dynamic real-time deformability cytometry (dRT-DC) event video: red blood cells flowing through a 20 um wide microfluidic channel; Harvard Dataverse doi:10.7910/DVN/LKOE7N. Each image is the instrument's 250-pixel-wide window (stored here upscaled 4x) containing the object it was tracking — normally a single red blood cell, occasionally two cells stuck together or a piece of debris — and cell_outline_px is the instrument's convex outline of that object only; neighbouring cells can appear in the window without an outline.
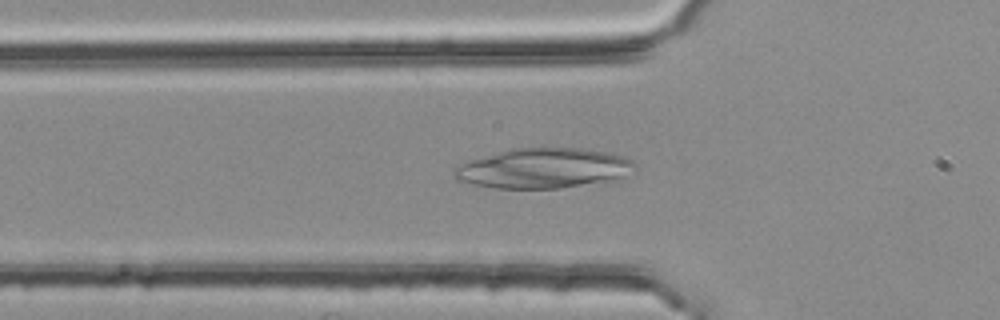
{"species": "common noctule bat (a hibernating species)", "species_latin": "Nyctalus noctula", "temperature_condition": "room temperature", "stored_images_in_passage": 42, "camera_frame_rate_fps": 3000, "um_per_image_px": 0.085, "animal": {"sex": "female", "body_mass_g": 25.1}, "frame": {"image": 1, "passage_image": 9, "time_ms": 2.667, "image_size_px": [1000, 320], "cell_outline_px": [[636, 168], [624, 176], [616, 180], [560, 188], [496, 188], [472, 184], [456, 180], [452, 176], [452, 172], [456, 168], [472, 160], [512, 148], [580, 148], [608, 152], [624, 156], [632, 160], [636, 164]], "centroid_in_image_um": [46.25, 14.31], "position_along_channel_um": 79.6, "area_um2": 41.96}}
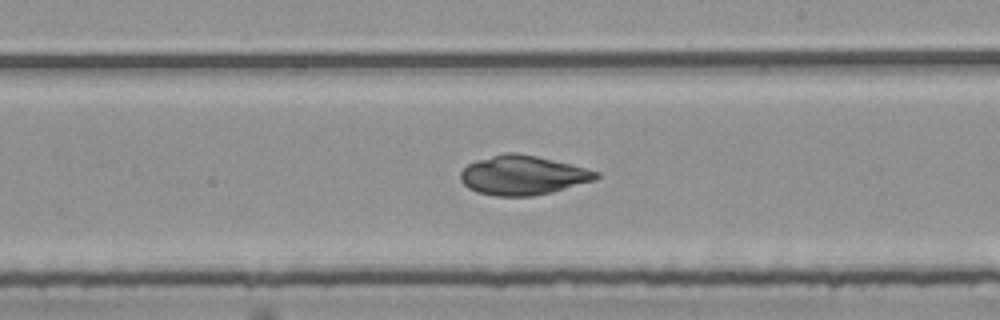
{"frame": {"image": 2, "passage_image": 22, "time_ms": 7.0, "image_size_px": [1000, 320], "cell_outline_px": [[600, 176], [596, 180], [552, 192], [532, 196], [496, 196], [476, 192], [468, 188], [460, 180], [460, 172], [468, 164], [476, 160], [504, 152], [516, 152], [536, 156], [600, 172]], "centroid_in_image_um": [44.41, 14.9], "position_along_channel_um": 244.6, "area_um2": 31.04}}
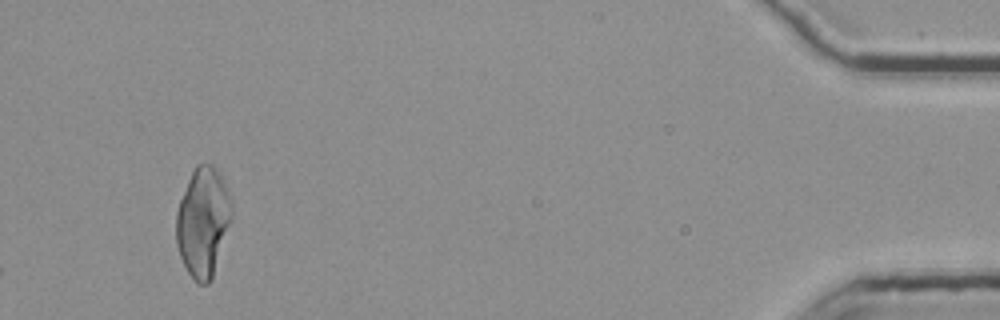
{"frame": {"image": 3, "passage_image": 42, "time_ms": 13.667, "image_size_px": [1000, 320], "cell_outline_px": [[232, 220], [212, 280], [208, 284], [196, 284], [192, 280], [180, 256], [176, 244], [176, 212], [180, 200], [188, 180], [196, 164], [212, 164], [220, 172], [232, 204]], "centroid_in_image_um": [17.26, 18.9], "position_along_channel_um": 417.9, "area_um2": 35.66}}